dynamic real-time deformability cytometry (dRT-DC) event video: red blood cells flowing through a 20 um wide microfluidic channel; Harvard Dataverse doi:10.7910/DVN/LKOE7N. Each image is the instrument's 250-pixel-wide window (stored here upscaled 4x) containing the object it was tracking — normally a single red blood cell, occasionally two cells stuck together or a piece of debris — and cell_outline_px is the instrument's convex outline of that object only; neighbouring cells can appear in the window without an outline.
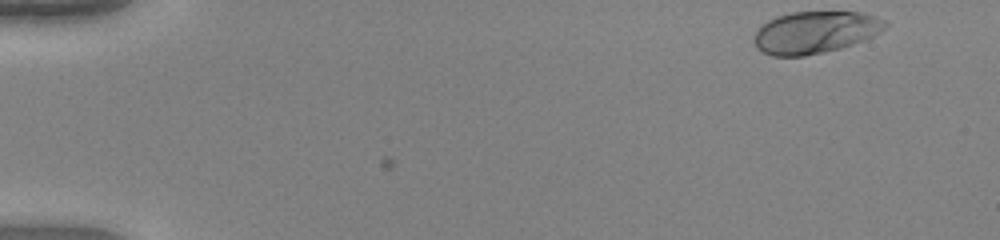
{"species": "human", "species_latin": "Homo sapiens", "temperature_condition": "warm", "stored_images_in_passage": 47, "camera_frame_rate_fps": 3000, "um_per_image_px": 0.085, "donor": {"sex": "female"}, "frame": {"image": 1, "passage_image": 1, "time_ms": 0.0, "image_size_px": [1000, 240], "cell_outline_px": [[888, 24], [880, 32], [864, 40], [840, 48], [824, 52], [804, 56], [772, 56], [756, 48], [752, 40], [752, 36], [768, 20], [776, 16], [792, 12], [864, 12], [876, 16], [884, 20]], "centroid_in_image_um": [69.27, 2.74], "position_along_channel_um": 15.7, "area_um2": 32.19}}
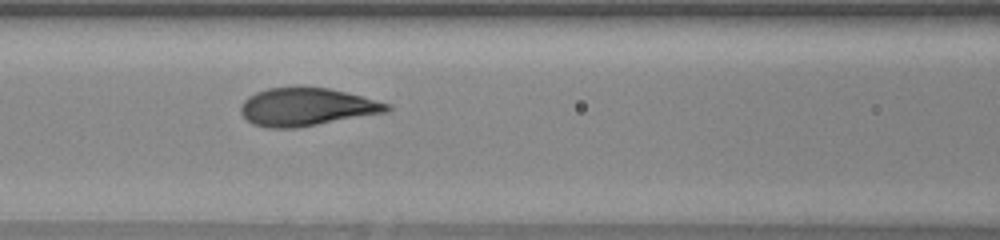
{"frame": {"image": 2, "passage_image": 20, "time_ms": 6.333, "image_size_px": [1000, 240], "cell_outline_px": [[392, 108], [388, 112], [296, 128], [268, 128], [252, 124], [240, 112], [240, 104], [248, 96], [256, 92], [268, 88], [300, 84], [328, 88], [392, 104]], "centroid_in_image_um": [26.04, 9.06], "position_along_channel_um": 140.6, "area_um2": 32.95}}
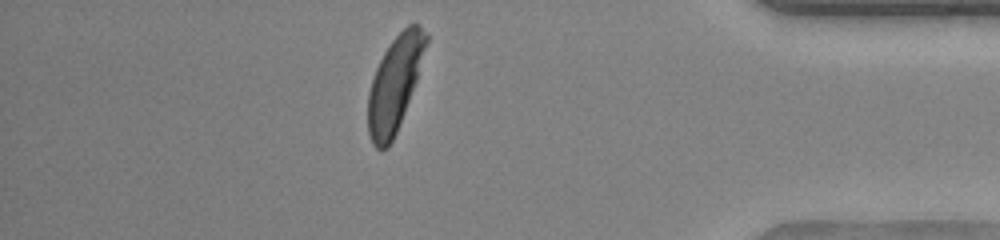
{"frame": {"image": 3, "passage_image": 41, "time_ms": 13.333, "image_size_px": [1000, 240], "cell_outline_px": [[428, 40], [416, 80], [396, 132], [388, 148], [380, 152], [372, 144], [368, 132], [368, 92], [376, 68], [384, 52], [392, 40], [408, 24], [420, 24], [428, 32]], "centroid_in_image_um": [33.54, 7.13], "position_along_channel_um": 401.7, "area_um2": 31.67}, "authors_computed_cell_mechanics": {"area_um2": 32.1368, "velocity_mm_per_s": 4.1854, "shape_relaxation_time_tau1_ms": 2.3876, "shape_relaxation_time_tau2_ms": null, "deformation_change_tau1": 0.1742, "deformation_change_tau2": null}}